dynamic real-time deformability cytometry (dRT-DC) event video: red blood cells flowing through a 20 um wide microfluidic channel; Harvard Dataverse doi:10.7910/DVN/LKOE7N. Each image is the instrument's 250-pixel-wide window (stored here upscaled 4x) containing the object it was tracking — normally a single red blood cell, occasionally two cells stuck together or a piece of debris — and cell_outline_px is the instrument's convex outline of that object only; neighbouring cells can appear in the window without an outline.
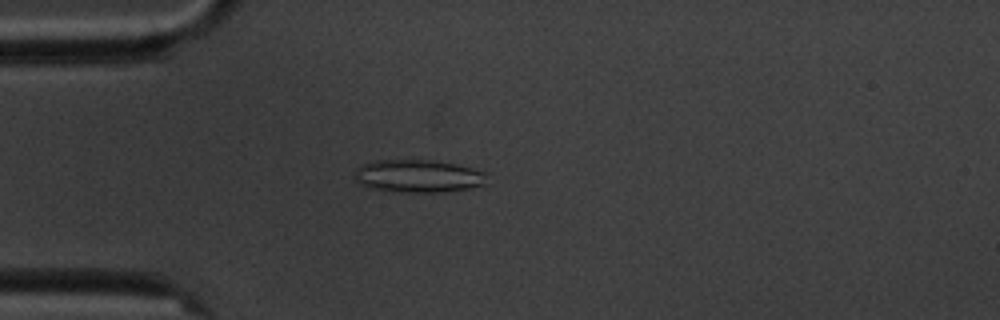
{"species": "common noctule bat (a hibernating species)", "species_latin": "Nyctalus noctula", "temperature_condition": "cold", "stored_images_in_passage": 4, "camera_frame_rate_fps": 3000, "um_per_image_px": 0.085, "animal": {"sex": "male", "body_mass_g": 20.1, "forearm_length_mm": 53.5}, "frame": {"image": 1, "passage_image": 4, "time_ms": 3.333, "image_size_px": [1000, 320], "cell_outline_px": [[484, 184], [468, 188], [444, 192], [388, 192], [368, 188], [360, 184], [352, 176], [352, 172], [360, 164], [376, 160], [432, 160], [456, 164], [484, 172]], "centroid_in_image_um": [35.4, 14.97], "position_along_channel_um": 49.6, "area_um2": 25.49}}